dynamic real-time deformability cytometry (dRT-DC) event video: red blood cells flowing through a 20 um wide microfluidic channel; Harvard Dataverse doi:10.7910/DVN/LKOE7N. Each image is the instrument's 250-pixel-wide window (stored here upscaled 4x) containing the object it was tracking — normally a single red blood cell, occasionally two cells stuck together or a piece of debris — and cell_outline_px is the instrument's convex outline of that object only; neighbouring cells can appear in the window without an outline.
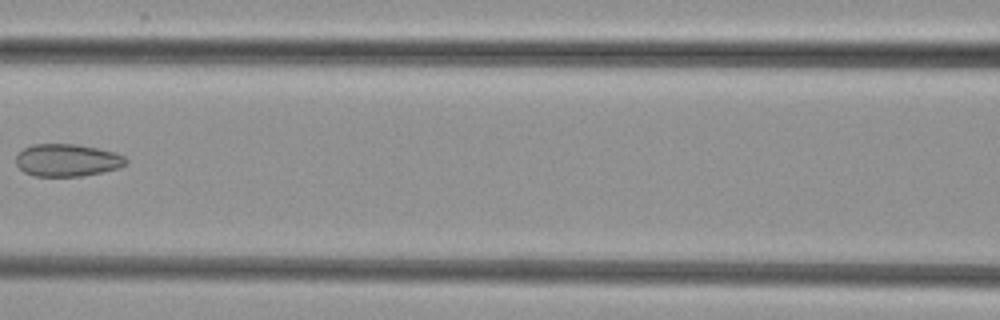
{"species": "common noctule bat (a hibernating species)", "species_latin": "Nyctalus noctula", "temperature_condition": "cold", "stored_images_in_passage": 4, "camera_frame_rate_fps": 3000, "um_per_image_px": 0.085, "animal": {"sex": "female", "body_mass_g": 29.2, "forearm_length_mm": 56.3}, "frame": {"image": 1, "passage_image": 4, "time_ms": 3.667, "image_size_px": [1000, 320], "cell_outline_px": [[128, 164], [116, 168], [100, 172], [80, 176], [36, 176], [24, 172], [16, 164], [16, 156], [24, 148], [32, 144], [76, 144], [116, 152], [124, 156], [128, 160]], "centroid_in_image_um": [5.71, 13.61], "position_along_channel_um": 160.9, "area_um2": 20.69}}